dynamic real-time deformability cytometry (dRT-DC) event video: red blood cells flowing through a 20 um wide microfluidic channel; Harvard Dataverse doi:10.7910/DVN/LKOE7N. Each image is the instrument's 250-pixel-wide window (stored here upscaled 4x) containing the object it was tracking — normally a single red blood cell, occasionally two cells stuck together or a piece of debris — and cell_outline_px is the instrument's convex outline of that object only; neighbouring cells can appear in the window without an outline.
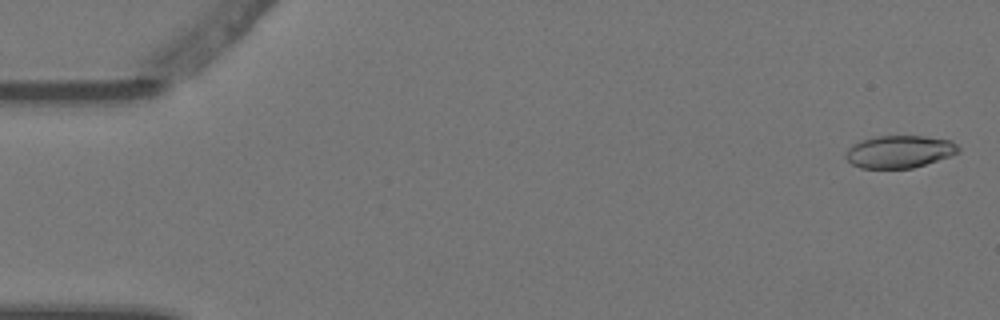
{"species": "Egyptian fruit bat (a non-hibernating species)", "species_latin": "Rousettus aegyptiacus", "temperature_condition": "warm", "stored_images_in_passage": 6, "segment_of_instrument_passage": [1, 2], "camera_frame_rate_fps": 3000, "um_per_image_px": 0.085, "animal": {"sex": "female"}, "frame": {"image": 1, "passage_image": 1, "time_ms": 0.0, "image_size_px": [1000, 320], "cell_outline_px": [[960, 152], [912, 168], [860, 168], [852, 164], [844, 156], [848, 148], [852, 144], [860, 140], [876, 136], [924, 136], [952, 140], [960, 148]], "centroid_in_image_um": [76.42, 12.88], "position_along_channel_um": 8.6, "area_um2": 21.27}}
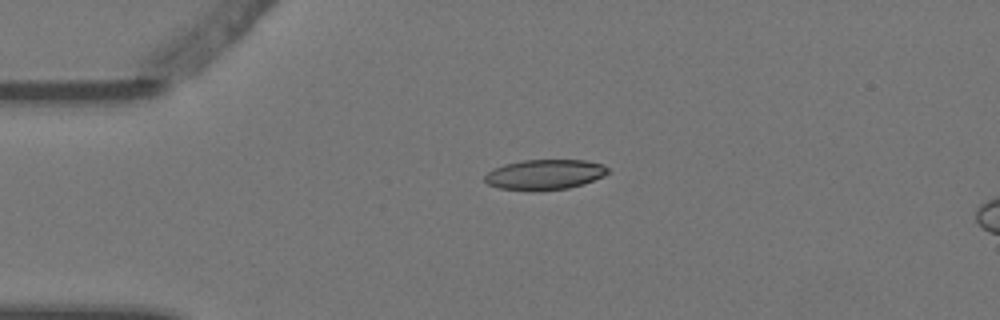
{"frame": {"image": 2, "passage_image": 4, "time_ms": 1.0, "image_size_px": [1000, 320], "cell_outline_px": [[612, 172], [604, 176], [584, 184], [568, 188], [540, 192], [532, 192], [500, 188], [488, 184], [484, 180], [484, 176], [492, 168], [504, 164], [524, 160], [588, 160], [604, 164]], "centroid_in_image_um": [46.33, 14.85], "position_along_channel_um": 38.7, "area_um2": 22.25}}